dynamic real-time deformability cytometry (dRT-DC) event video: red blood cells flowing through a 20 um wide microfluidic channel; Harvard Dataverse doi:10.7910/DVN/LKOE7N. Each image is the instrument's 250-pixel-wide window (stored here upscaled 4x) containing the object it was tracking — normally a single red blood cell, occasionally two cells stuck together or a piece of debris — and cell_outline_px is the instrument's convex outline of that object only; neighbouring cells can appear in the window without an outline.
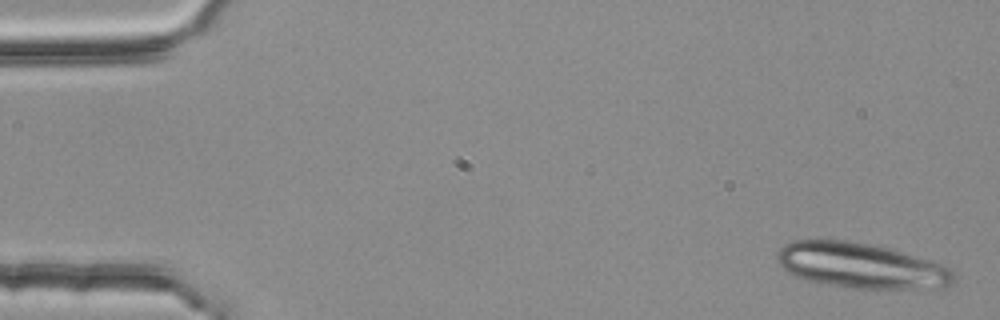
{"species": "common noctule bat (a hibernating species)", "species_latin": "Nyctalus noctula", "temperature_condition": "room temperature", "stored_images_in_passage": 6, "camera_frame_rate_fps": 3000, "um_per_image_px": 0.085, "animal": {"sex": "female", "body_mass_g": 25.1}, "frame": {"image": 1, "passage_image": 1, "time_ms": 0.0, "image_size_px": [1000, 320], "cell_outline_px": [[956, 276], [952, 284], [944, 288], [852, 288], [808, 280], [796, 276], [788, 272], [776, 260], [776, 252], [784, 244], [792, 240], [844, 240], [868, 244], [888, 248], [932, 260], [944, 264]], "centroid_in_image_um": [73.2, 22.57], "position_along_channel_um": 11.8, "area_um2": 46.47}}